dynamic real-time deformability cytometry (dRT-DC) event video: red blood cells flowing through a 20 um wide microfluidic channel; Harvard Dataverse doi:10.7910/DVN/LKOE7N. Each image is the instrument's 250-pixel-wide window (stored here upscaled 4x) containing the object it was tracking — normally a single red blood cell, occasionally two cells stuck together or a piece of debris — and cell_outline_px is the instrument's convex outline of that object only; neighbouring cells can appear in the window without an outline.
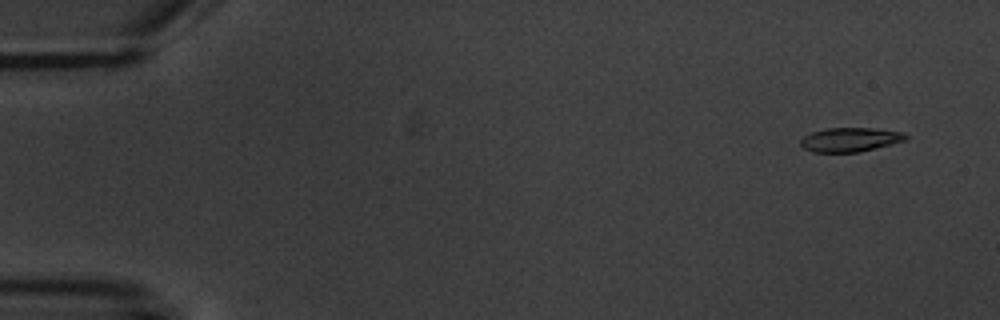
{"species": "common noctule bat (a hibernating species)", "species_latin": "Nyctalus noctula", "temperature_condition": "warm", "stored_images_in_passage": 5, "camera_frame_rate_fps": 3000, "um_per_image_px": 0.085, "animal": {"sex": "male", "body_mass_g": 20.1, "forearm_length_mm": 53.5}, "frame": {"image": 1, "passage_image": 1, "time_ms": 0.0, "image_size_px": [1000, 320], "cell_outline_px": [[908, 136], [904, 140], [860, 152], [812, 152], [804, 148], [800, 144], [800, 140], [804, 136], [812, 132], [828, 128], [876, 128], [904, 132]], "centroid_in_image_um": [72.24, 11.86], "position_along_channel_um": 12.8, "area_um2": 14.68}}
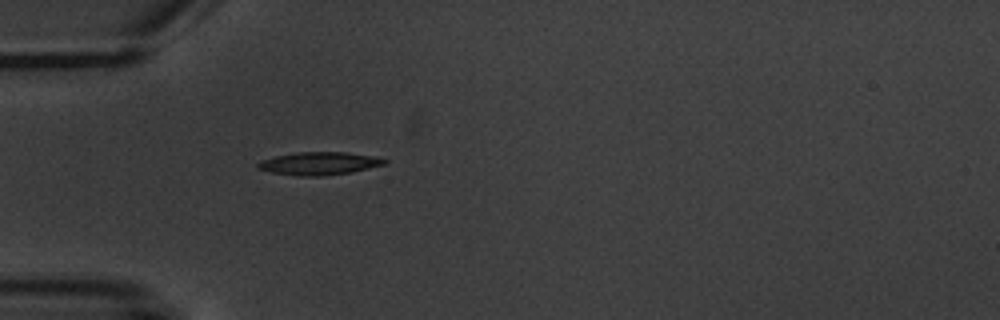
{"frame": {"image": 2, "passage_image": 5, "time_ms": 4.667, "image_size_px": [1000, 320], "cell_outline_px": [[388, 160], [384, 164], [352, 172], [320, 176], [296, 176], [272, 172], [256, 168], [256, 164], [260, 160], [276, 156], [296, 152], [344, 152], [376, 156]], "centroid_in_image_um": [27.1, 13.89], "position_along_channel_um": 57.9, "area_um2": 16.88}}